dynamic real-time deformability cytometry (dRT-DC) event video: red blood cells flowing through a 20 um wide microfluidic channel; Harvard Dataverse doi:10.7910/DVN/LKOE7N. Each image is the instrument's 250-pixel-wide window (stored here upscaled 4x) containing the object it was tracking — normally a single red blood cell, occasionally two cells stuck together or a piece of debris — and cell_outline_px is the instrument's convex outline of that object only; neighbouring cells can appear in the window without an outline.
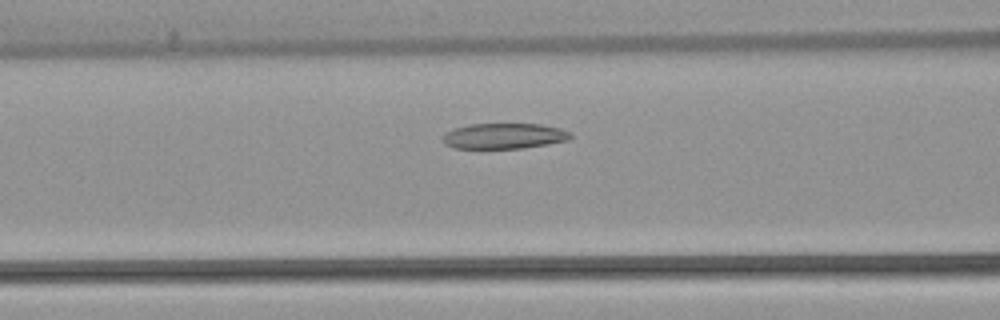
{"species": "common noctule bat (a hibernating species)", "species_latin": "Nyctalus noctula", "temperature_condition": "warm", "stored_images_in_passage": 28, "camera_frame_rate_fps": 3000, "um_per_image_px": 0.085, "animal": {"sex": "female", "body_mass_g": 22.7, "forearm_length_mm": 54.2}, "frame": {"image": 1, "passage_image": 16, "time_ms": 5.0, "image_size_px": [1000, 320], "cell_outline_px": [[572, 136], [568, 140], [548, 144], [524, 148], [452, 148], [444, 144], [440, 140], [440, 136], [456, 128], [468, 124], [540, 124], [560, 128], [572, 132]], "centroid_in_image_um": [42.83, 11.56], "position_along_channel_um": 123.8, "area_um2": 19.19}}
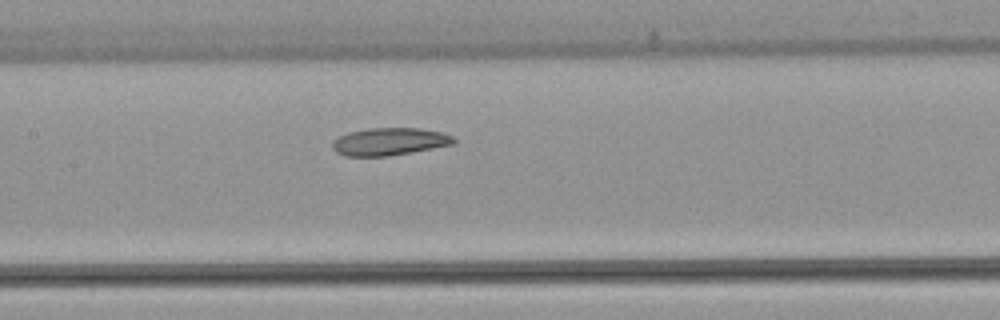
{"frame": {"image": 2, "passage_image": 20, "time_ms": 6.333, "image_size_px": [1000, 320], "cell_outline_px": [[456, 144], [412, 152], [388, 156], [344, 156], [336, 152], [332, 148], [332, 140], [348, 132], [368, 128], [420, 128], [440, 132], [452, 136], [456, 140]], "centroid_in_image_um": [33.09, 12.04], "position_along_channel_um": 174.3, "area_um2": 19.59}}